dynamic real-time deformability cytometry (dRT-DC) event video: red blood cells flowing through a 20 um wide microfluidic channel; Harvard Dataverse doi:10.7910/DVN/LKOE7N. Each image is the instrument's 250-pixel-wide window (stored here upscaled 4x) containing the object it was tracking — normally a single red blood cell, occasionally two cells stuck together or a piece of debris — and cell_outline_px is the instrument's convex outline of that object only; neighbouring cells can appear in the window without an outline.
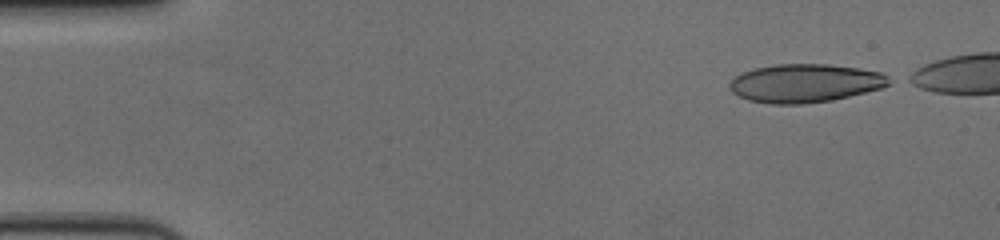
{"species": "human", "species_latin": "Homo sapiens", "temperature_condition": "cold", "stored_images_in_passage": 48, "camera_frame_rate_fps": 3000, "um_per_image_px": 0.085, "donor": {"sex": "female"}, "frame": {"image": 1, "passage_image": 1, "time_ms": 0.0, "image_size_px": [1000, 240], "cell_outline_px": [[896, 80], [880, 88], [832, 100], [800, 104], [768, 104], [748, 100], [732, 92], [728, 84], [740, 72], [756, 68], [776, 64], [828, 64], [860, 68], [880, 72]], "centroid_in_image_um": [68.43, 7.06], "position_along_channel_um": 16.6, "area_um2": 35.72}}
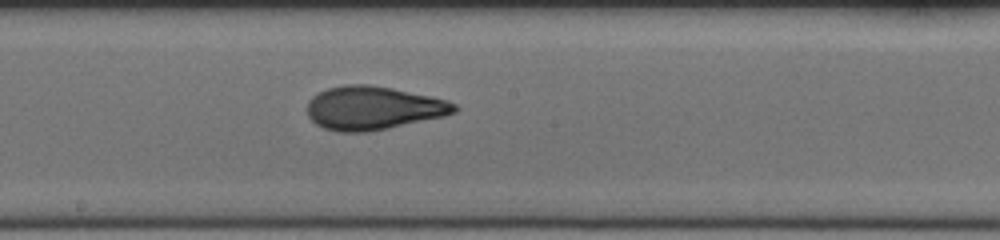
{"frame": {"image": 2, "passage_image": 27, "time_ms": 8.667, "image_size_px": [1000, 240], "cell_outline_px": [[460, 108], [456, 112], [444, 116], [388, 128], [368, 132], [336, 132], [324, 128], [316, 124], [308, 116], [308, 100], [312, 96], [328, 88], [344, 84], [368, 84], [392, 88], [432, 96], [448, 100], [456, 104]], "centroid_in_image_um": [31.73, 9.18], "position_along_channel_um": 216.5, "area_um2": 37.45}}
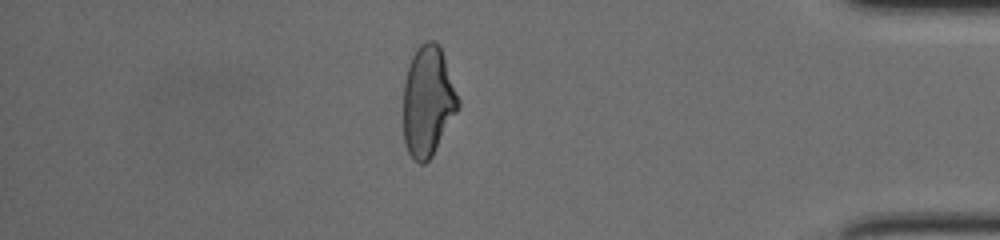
{"frame": {"image": 3, "passage_image": 45, "time_ms": 14.667, "image_size_px": [1000, 240], "cell_outline_px": [[460, 104], [456, 112], [432, 156], [424, 164], [420, 164], [412, 160], [404, 144], [404, 80], [408, 64], [416, 48], [420, 44], [428, 40], [432, 40], [440, 48], [460, 100]], "centroid_in_image_um": [36.34, 8.63], "position_along_channel_um": 398.9, "area_um2": 35.03}}